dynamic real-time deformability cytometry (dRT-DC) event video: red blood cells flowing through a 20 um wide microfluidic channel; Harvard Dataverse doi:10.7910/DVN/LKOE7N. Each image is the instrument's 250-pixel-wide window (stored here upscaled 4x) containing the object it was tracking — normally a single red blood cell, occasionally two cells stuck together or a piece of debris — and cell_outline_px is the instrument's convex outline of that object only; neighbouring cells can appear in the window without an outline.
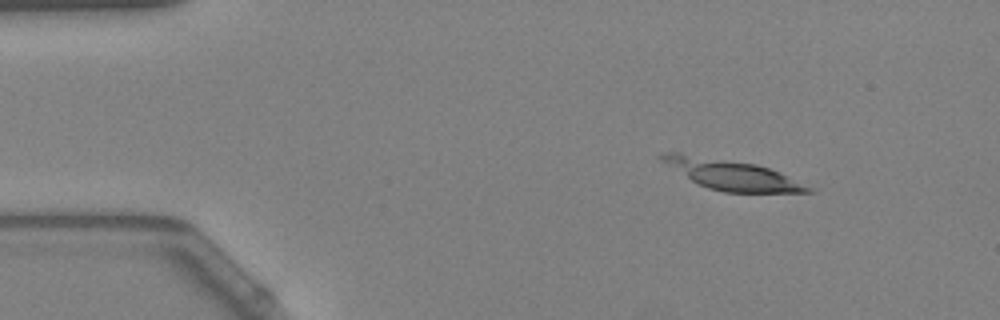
{"species": "Egyptian fruit bat (a non-hibernating species)", "species_latin": "Rousettus aegyptiacus", "temperature_condition": "warm", "stored_images_in_passage": 12, "camera_frame_rate_fps": 3000, "um_per_image_px": 0.085, "animal": {"sex": "female"}, "frame": {"image": 1, "passage_image": 1, "time_ms": 0.0, "image_size_px": [1000, 320], "cell_outline_px": [[816, 192], [724, 192], [708, 188], [692, 180], [660, 160], [656, 156], [660, 152], [680, 152], [756, 164], [780, 172], [812, 188]], "centroid_in_image_um": [62.16, 14.82], "position_along_channel_um": 22.8, "area_um2": 25.32}}
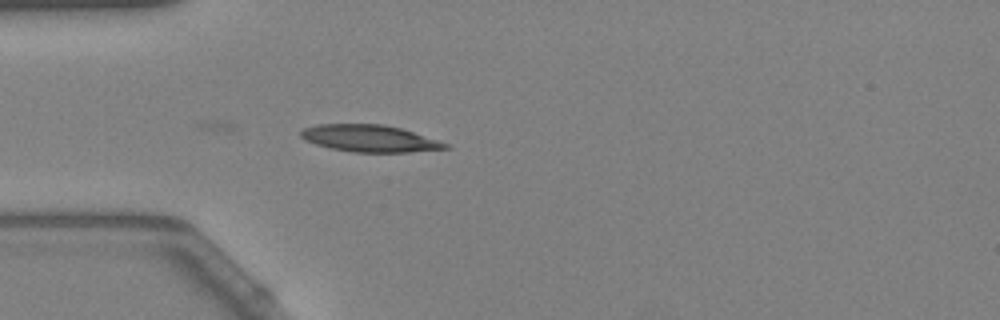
{"frame": {"image": 2, "passage_image": 10, "time_ms": 3.0, "image_size_px": [1000, 320], "cell_outline_px": [[452, 148], [408, 152], [352, 152], [332, 148], [316, 144], [304, 140], [300, 136], [300, 132], [304, 128], [316, 124], [384, 124], [400, 128], [448, 144]], "centroid_in_image_um": [31.38, 11.76], "position_along_channel_um": 53.6, "area_um2": 22.48}}